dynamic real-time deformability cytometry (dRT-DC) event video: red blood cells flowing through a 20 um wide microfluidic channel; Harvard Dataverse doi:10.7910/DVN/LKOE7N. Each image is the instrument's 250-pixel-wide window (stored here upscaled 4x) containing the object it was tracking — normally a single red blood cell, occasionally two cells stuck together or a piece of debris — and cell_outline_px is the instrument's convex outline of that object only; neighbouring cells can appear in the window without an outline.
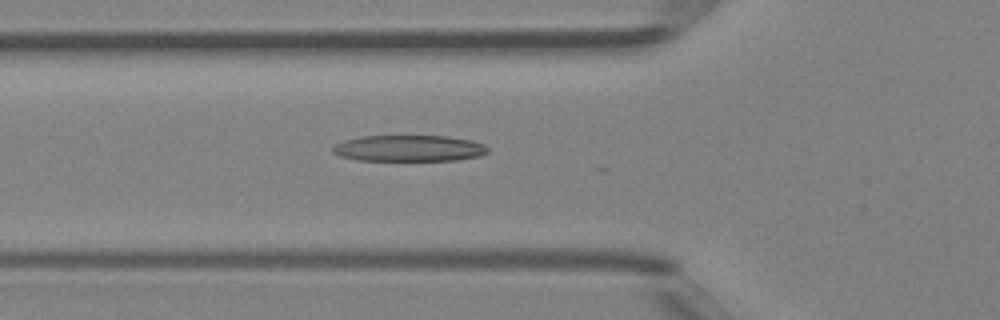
{"species": "Egyptian fruit bat (a non-hibernating species)", "species_latin": "Rousettus aegyptiacus", "temperature_condition": "room temperature", "stored_images_in_passage": 40, "camera_frame_rate_fps": 3000, "um_per_image_px": 0.085, "animal": {"sex": "female"}, "frame": {"image": 1, "passage_image": 17, "time_ms": 5.333, "image_size_px": [1000, 320], "cell_outline_px": [[492, 148], [488, 152], [480, 156], [456, 160], [356, 160], [340, 156], [332, 152], [332, 148], [336, 144], [344, 140], [364, 136], [448, 136], [472, 140], [484, 144]], "centroid_in_image_um": [34.81, 12.6], "position_along_channel_um": 91.0, "area_um2": 23.81}}
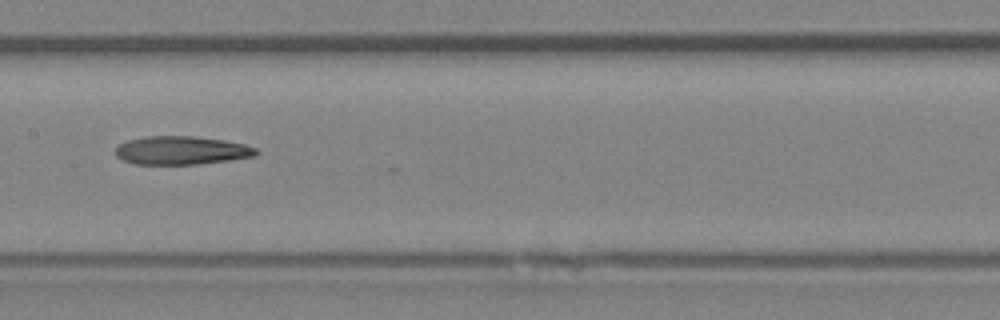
{"frame": {"image": 2, "passage_image": 24, "time_ms": 7.667, "image_size_px": [1000, 320], "cell_outline_px": [[260, 152], [256, 156], [200, 164], [136, 164], [124, 160], [116, 156], [116, 148], [120, 144], [128, 140], [144, 136], [192, 136], [224, 140], [244, 144], [256, 148]], "centroid_in_image_um": [15.45, 12.78], "position_along_channel_um": 192.0, "area_um2": 23.24}}
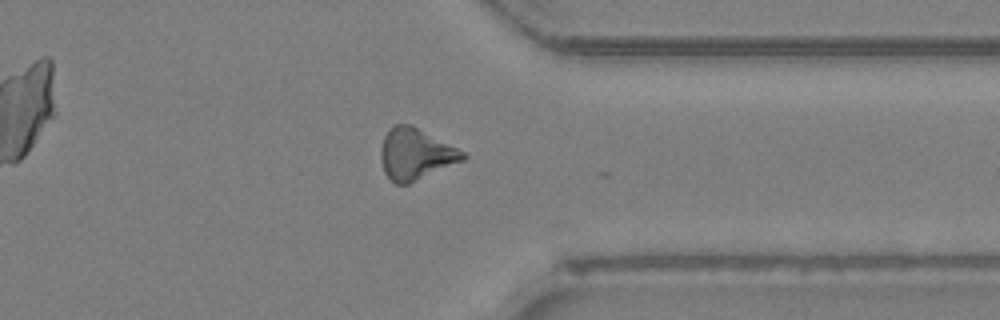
{"frame": {"image": 3, "passage_image": 37, "time_ms": 12.0, "image_size_px": [1000, 320], "cell_outline_px": [[468, 156], [464, 160], [408, 184], [396, 184], [384, 172], [380, 160], [380, 148], [384, 136], [388, 128], [392, 124], [412, 124], [464, 152]], "centroid_in_image_um": [35.29, 13.08], "position_along_channel_um": 376.1, "area_um2": 24.57}, "authors_computed_cell_mechanics": {"area_um2": 24.1026, "velocity_mm_per_s": 4.3351, "shape_relaxation_time_tau1_ms": 8.4451, "shape_relaxation_time_tau2_ms": null, "deformation_change_tau1": 0.2254, "deformation_change_tau2": null}}